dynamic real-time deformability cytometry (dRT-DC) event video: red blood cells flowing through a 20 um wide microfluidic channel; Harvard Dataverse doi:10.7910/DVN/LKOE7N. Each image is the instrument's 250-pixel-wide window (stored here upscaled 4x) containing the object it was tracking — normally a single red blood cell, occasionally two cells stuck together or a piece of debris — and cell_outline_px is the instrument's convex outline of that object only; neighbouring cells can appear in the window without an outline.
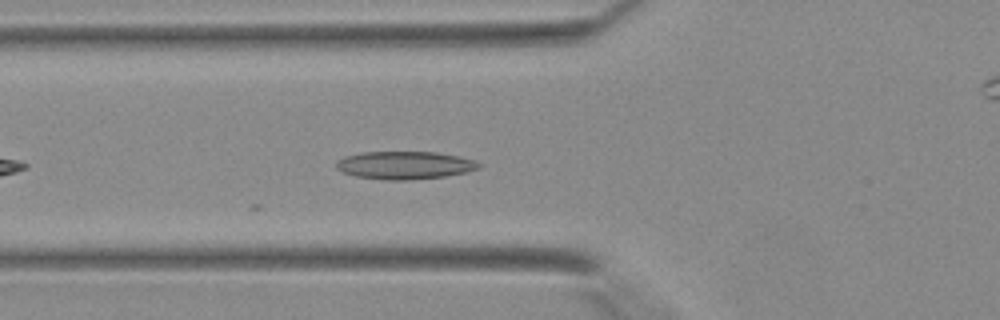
{"species": "Egyptian fruit bat (a non-hibernating species)", "species_latin": "Rousettus aegyptiacus", "temperature_condition": "warm", "stored_images_in_passage": 18, "camera_frame_rate_fps": 3000, "um_per_image_px": 0.085, "animal": {"sex": "female"}, "frame": {"image": 1, "passage_image": 3, "time_ms": 0.667, "image_size_px": [1000, 320], "cell_outline_px": [[480, 168], [464, 172], [444, 176], [404, 180], [388, 180], [356, 176], [344, 172], [336, 168], [336, 160], [344, 156], [364, 152], [436, 152], [460, 156], [476, 160], [480, 164]], "centroid_in_image_um": [34.4, 14.03], "position_along_channel_um": 91.4, "area_um2": 23.0}}
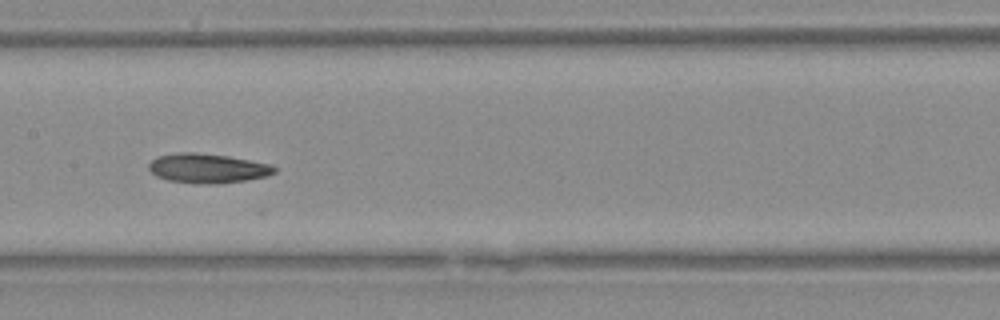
{"frame": {"image": 2, "passage_image": 9, "time_ms": 2.667, "image_size_px": [1000, 320], "cell_outline_px": [[276, 172], [268, 176], [244, 180], [216, 184], [212, 184], [168, 180], [156, 176], [148, 168], [148, 164], [156, 156], [180, 152], [192, 152], [228, 156], [268, 164], [276, 168]], "centroid_in_image_um": [17.62, 14.3], "position_along_channel_um": 189.8, "area_um2": 21.27}}
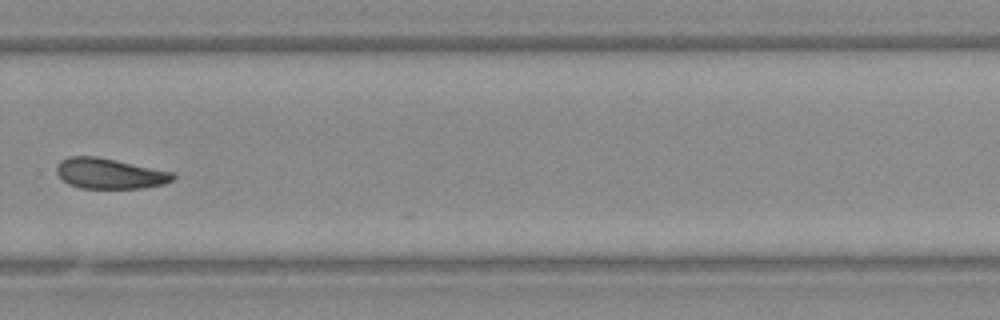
{"frame": {"image": 3, "passage_image": 17, "time_ms": 5.333, "image_size_px": [1000, 320], "cell_outline_px": [[176, 176], [172, 180], [164, 184], [144, 188], [80, 188], [68, 184], [56, 172], [56, 164], [60, 160], [68, 156], [96, 156], [116, 160], [172, 172]], "centroid_in_image_um": [9.29, 14.75], "position_along_channel_um": 320.5, "area_um2": 20.63}}